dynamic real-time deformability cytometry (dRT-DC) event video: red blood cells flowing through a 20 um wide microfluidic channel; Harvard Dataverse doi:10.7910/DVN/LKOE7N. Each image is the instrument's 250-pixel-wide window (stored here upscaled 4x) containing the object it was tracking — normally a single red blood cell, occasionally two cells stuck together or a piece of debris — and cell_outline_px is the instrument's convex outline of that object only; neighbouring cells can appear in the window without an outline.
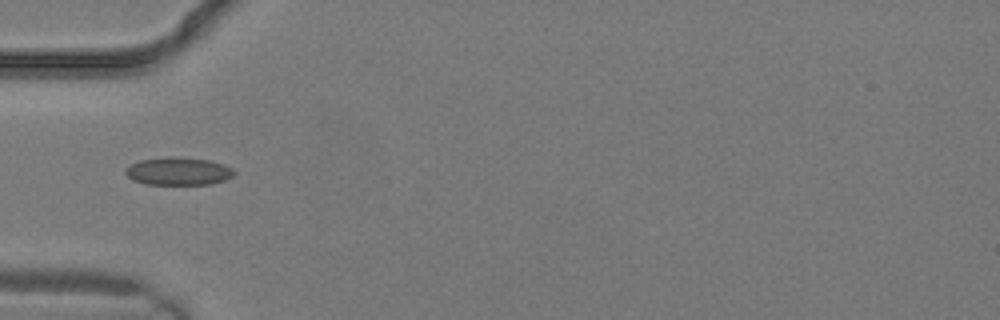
{"species": "common noctule bat (a hibernating species)", "species_latin": "Nyctalus noctula", "temperature_condition": "warm", "stored_images_in_passage": 2, "camera_frame_rate_fps": 3000, "um_per_image_px": 0.085, "animal": {"sex": "male", "body_mass_g": 19.2, "forearm_length_mm": 51.8}, "frame": {"image": 1, "passage_image": 2, "time_ms": 0.333, "image_size_px": [1000, 320], "cell_outline_px": [[236, 172], [232, 176], [224, 180], [208, 184], [144, 184], [132, 180], [124, 172], [132, 164], [140, 160], [208, 160], [224, 164], [232, 168]], "centroid_in_image_um": [15.19, 14.62], "position_along_channel_um": 69.8, "area_um2": 16.47}}